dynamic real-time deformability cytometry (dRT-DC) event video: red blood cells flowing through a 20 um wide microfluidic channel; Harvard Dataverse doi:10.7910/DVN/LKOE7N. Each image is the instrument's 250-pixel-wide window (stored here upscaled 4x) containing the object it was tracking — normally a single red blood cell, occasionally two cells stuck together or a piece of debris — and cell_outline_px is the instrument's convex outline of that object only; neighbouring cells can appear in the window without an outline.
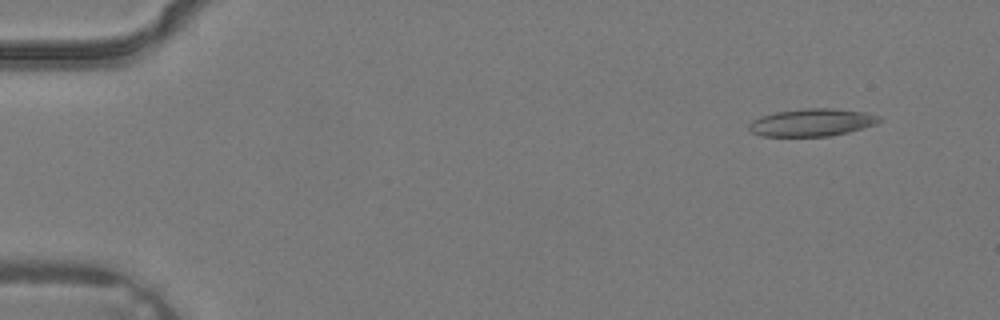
{"species": "common noctule bat (a hibernating species)", "species_latin": "Nyctalus noctula", "temperature_condition": "warm", "stored_images_in_passage": 3, "camera_frame_rate_fps": 3000, "um_per_image_px": 0.085, "animal": {"sex": "male", "body_mass_g": 19.2, "forearm_length_mm": 51.8}, "frame": {"image": 1, "passage_image": 1, "time_ms": 0.0, "image_size_px": [1000, 320], "cell_outline_px": [[884, 120], [876, 124], [848, 132], [828, 136], [760, 136], [752, 132], [748, 128], [748, 124], [752, 120], [760, 116], [776, 112], [804, 108], [832, 108], [864, 112], [880, 116]], "centroid_in_image_um": [69.01, 10.4], "position_along_channel_um": 16.0, "area_um2": 20.98}}
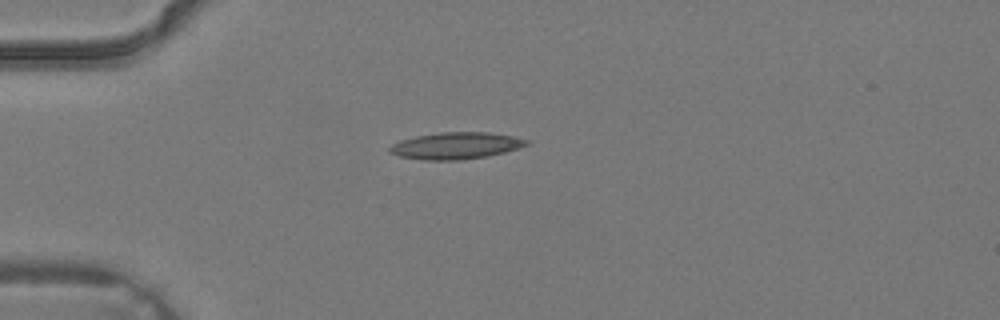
{"frame": {"image": 2, "passage_image": 3, "time_ms": 0.667, "image_size_px": [1000, 320], "cell_outline_px": [[532, 140], [528, 144], [520, 148], [488, 156], [460, 160], [424, 160], [400, 156], [388, 152], [388, 148], [392, 144], [400, 140], [416, 136], [440, 132], [488, 132], [512, 136]], "centroid_in_image_um": [38.76, 12.38], "position_along_channel_um": 46.2, "area_um2": 21.44}}